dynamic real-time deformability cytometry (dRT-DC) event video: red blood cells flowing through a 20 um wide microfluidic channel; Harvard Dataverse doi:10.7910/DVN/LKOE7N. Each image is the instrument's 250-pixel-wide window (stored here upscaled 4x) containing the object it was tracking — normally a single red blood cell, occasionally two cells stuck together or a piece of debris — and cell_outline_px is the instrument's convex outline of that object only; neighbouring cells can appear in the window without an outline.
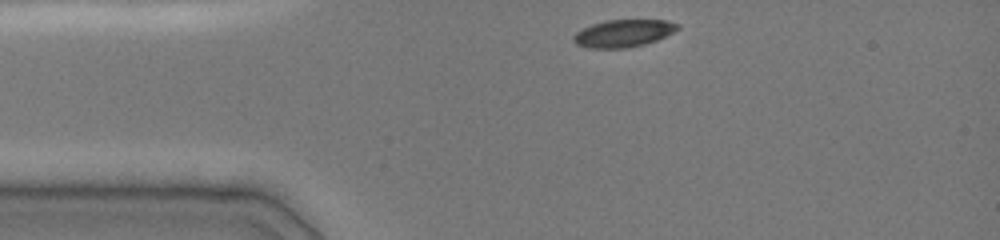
{"species": "common noctule bat (a hibernating species)", "species_latin": "Nyctalus noctula", "temperature_condition": "cold", "stored_images_in_passage": 5, "camera_frame_rate_fps": 3000, "um_per_image_px": 0.085, "animal": {"sex": "female", "body_mass_g": 19.0, "forearm_length_mm": 51.5}, "frame": {"image": 1, "passage_image": 1, "time_ms": 0.0, "image_size_px": [1000, 240], "cell_outline_px": [[680, 28], [656, 40], [644, 44], [628, 48], [588, 48], [576, 44], [572, 40], [572, 36], [576, 32], [592, 24], [604, 20], [668, 20], [680, 24]], "centroid_in_image_um": [52.97, 2.83], "position_along_channel_um": 32.0, "area_um2": 16.65}}
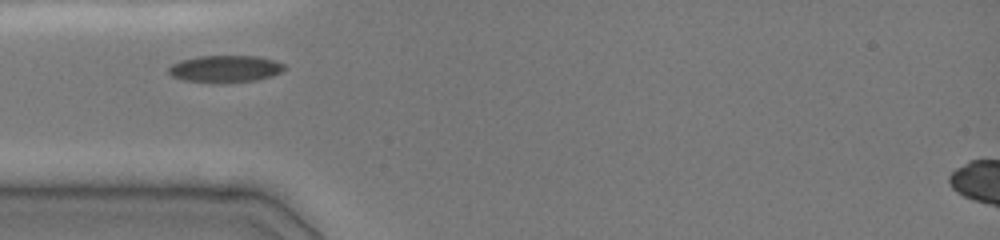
{"frame": {"image": 2, "passage_image": 4, "time_ms": 1.667, "image_size_px": [1000, 240], "cell_outline_px": [[288, 68], [272, 76], [256, 80], [184, 80], [172, 76], [168, 72], [168, 68], [172, 64], [180, 60], [200, 56], [260, 56], [276, 60], [284, 64]], "centroid_in_image_um": [19.2, 5.79], "position_along_channel_um": 65.8, "area_um2": 17.51}}